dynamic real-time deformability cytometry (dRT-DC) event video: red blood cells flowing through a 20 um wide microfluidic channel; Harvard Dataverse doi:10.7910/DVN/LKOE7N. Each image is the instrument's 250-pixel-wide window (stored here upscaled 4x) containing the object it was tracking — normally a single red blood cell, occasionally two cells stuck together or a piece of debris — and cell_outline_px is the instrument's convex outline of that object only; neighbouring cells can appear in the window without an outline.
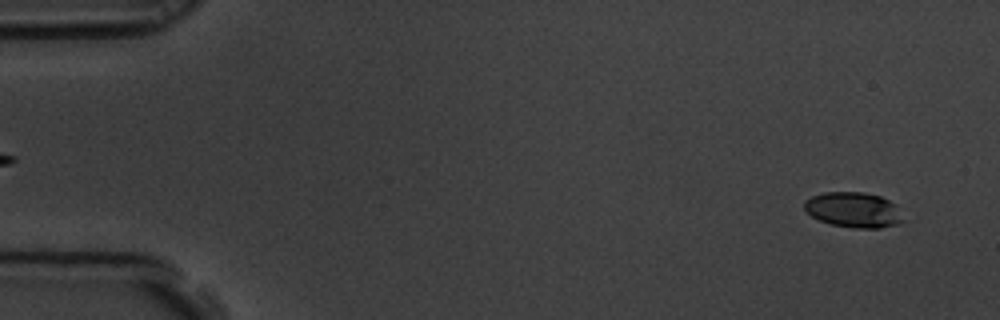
{"species": "common noctule bat (a hibernating species)", "species_latin": "Nyctalus noctula", "temperature_condition": "room temperature", "stored_images_in_passage": 59, "camera_frame_rate_fps": 3000, "um_per_image_px": 0.085, "animal": {"sex": "male", "body_mass_g": 19.5, "forearm_length_mm": 54.6}, "frame": {"image": 1, "passage_image": 3, "time_ms": 0.667, "image_size_px": [1000, 320], "cell_outline_px": [[904, 220], [896, 224], [880, 228], [856, 228], [832, 224], [820, 220], [812, 216], [804, 208], [804, 200], [812, 196], [824, 192], [864, 192], [880, 196], [896, 204]], "centroid_in_image_um": [72.55, 17.83], "position_along_channel_um": 12.4, "area_um2": 20.23}}
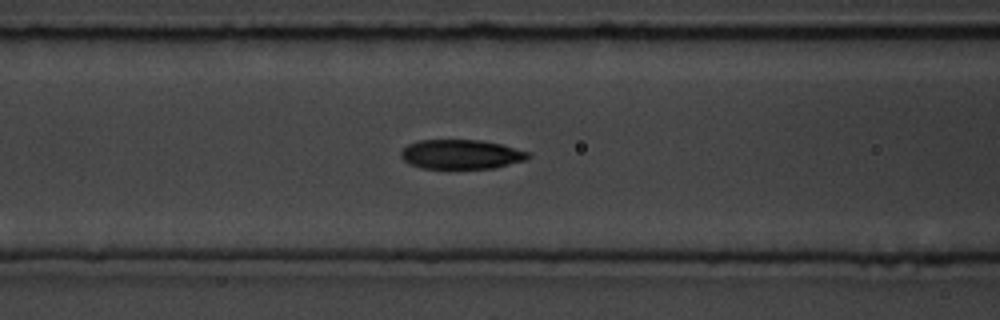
{"frame": {"image": 2, "passage_image": 24, "time_ms": 7.667, "image_size_px": [1000, 320], "cell_outline_px": [[532, 156], [524, 160], [496, 168], [420, 168], [408, 164], [400, 156], [400, 152], [408, 144], [420, 140], [480, 140], [500, 144], [528, 152]], "centroid_in_image_um": [39.16, 13.12], "position_along_channel_um": 127.4, "area_um2": 21.73}}
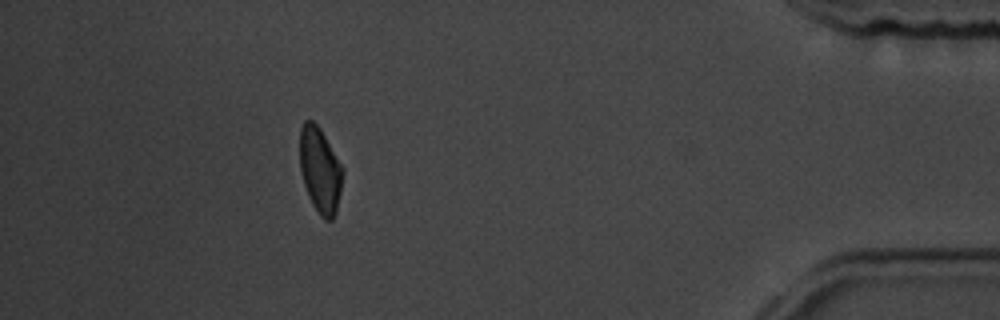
{"frame": {"image": 3, "passage_image": 53, "time_ms": 17.333, "image_size_px": [1000, 320], "cell_outline_px": [[344, 168], [340, 192], [336, 212], [332, 220], [324, 220], [320, 216], [312, 204], [308, 196], [304, 184], [300, 168], [300, 128], [304, 120], [312, 120], [320, 128]], "centroid_in_image_um": [27.2, 14.46], "position_along_channel_um": 408.0, "area_um2": 21.44}, "authors_computed_cell_mechanics": {"area_um2": 21.675, "velocity_mm_per_s": 3.4573, "shape_relaxation_time_tau1_ms": 2.9323, "shape_relaxation_time_tau2_ms": 5.9032, "deformation_change_tau1": 0.1314, "deformation_change_tau2": 0.0839}}